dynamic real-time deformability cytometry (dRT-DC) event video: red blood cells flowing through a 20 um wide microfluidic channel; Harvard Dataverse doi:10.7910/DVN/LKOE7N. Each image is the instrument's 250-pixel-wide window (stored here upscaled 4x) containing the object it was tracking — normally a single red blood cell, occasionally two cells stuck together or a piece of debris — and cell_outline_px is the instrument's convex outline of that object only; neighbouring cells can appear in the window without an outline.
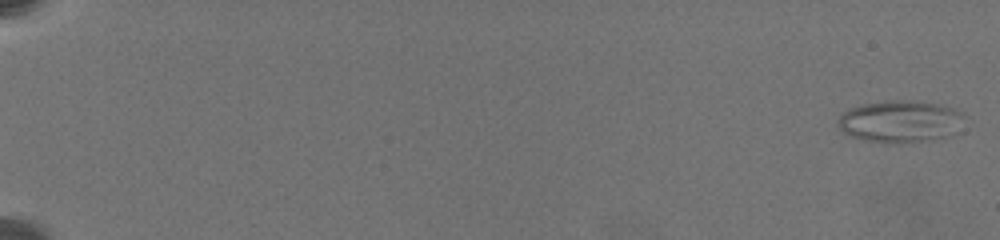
{"species": "common noctule bat (a hibernating species)", "species_latin": "Nyctalus noctula", "temperature_condition": "warm", "stored_images_in_passage": 47, "camera_frame_rate_fps": 3000, "um_per_image_px": 0.085, "animal": {"sex": "female", "body_mass_g": 19.5, "forearm_length_mm": 54.1}, "frame": {"image": 1, "passage_image": 1, "time_ms": 0.0, "image_size_px": [1000, 240], "cell_outline_px": [[964, 116], [940, 136], [920, 140], [868, 140], [852, 136], [844, 132], [840, 128], [840, 116], [848, 108], [864, 104], [936, 104], [952, 108], [960, 112]], "centroid_in_image_um": [76.36, 10.31], "position_along_channel_um": 8.6, "area_um2": 27.11}}
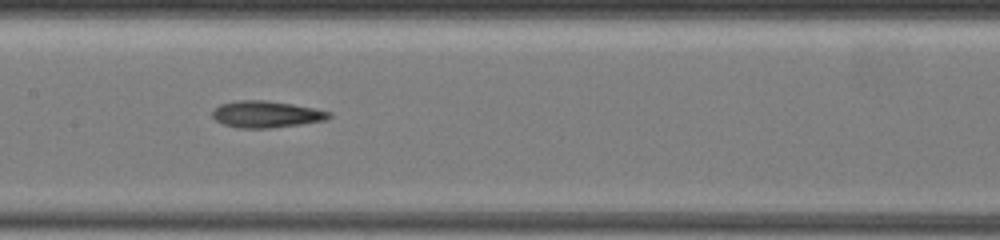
{"frame": {"image": 2, "passage_image": 24, "time_ms": 11.667, "image_size_px": [1000, 240], "cell_outline_px": [[332, 116], [328, 120], [272, 128], [236, 128], [224, 124], [216, 120], [212, 116], [212, 112], [220, 104], [236, 100], [264, 100], [292, 104], [332, 112]], "centroid_in_image_um": [22.64, 9.72], "position_along_channel_um": 184.8, "area_um2": 18.15}}
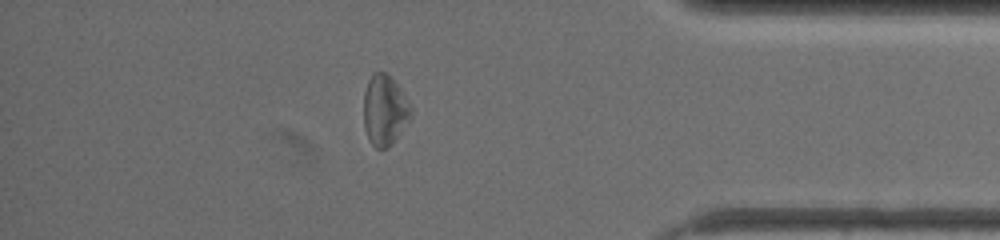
{"frame": {"image": 3, "passage_image": 41, "time_ms": 18.667, "image_size_px": [1000, 240], "cell_outline_px": [[412, 116], [388, 148], [376, 148], [372, 144], [364, 128], [364, 92], [368, 80], [372, 72], [384, 72], [396, 84], [412, 108]], "centroid_in_image_um": [32.68, 9.37], "position_along_channel_um": 402.5, "area_um2": 19.02}, "authors_computed_cell_mechanics": {"area_um2": 18.9584, "velocity_mm_per_s": 3.4286, "shape_relaxation_time_tau1_ms": 8.7762, "shape_relaxation_time_tau2_ms": 4.357, "deformation_change_tau1": 0.1922, "deformation_change_tau2": 0.158}}